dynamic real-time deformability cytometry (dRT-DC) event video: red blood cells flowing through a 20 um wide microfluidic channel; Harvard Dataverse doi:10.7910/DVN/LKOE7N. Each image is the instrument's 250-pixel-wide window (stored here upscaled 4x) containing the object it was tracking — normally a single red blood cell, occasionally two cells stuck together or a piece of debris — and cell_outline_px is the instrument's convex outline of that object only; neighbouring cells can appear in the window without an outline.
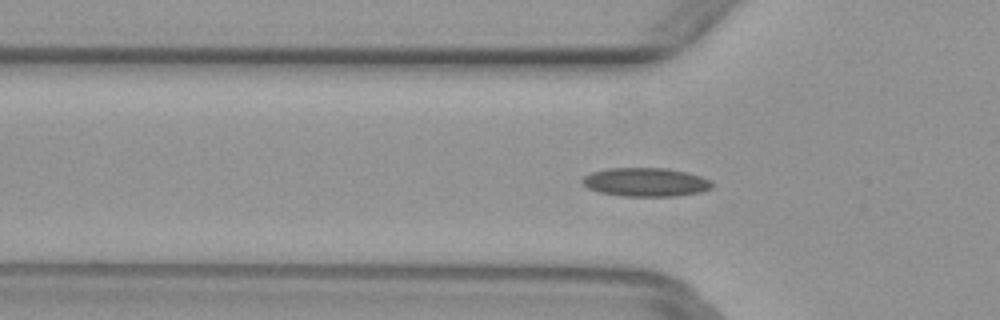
{"species": "common noctule bat (a hibernating species)", "species_latin": "Nyctalus noctula", "temperature_condition": "warm", "stored_images_in_passage": 41, "camera_frame_rate_fps": 3000, "um_per_image_px": 0.085, "animal": {"sex": "female", "body_mass_g": 29.2, "forearm_length_mm": 56.3}, "frame": {"image": 1, "passage_image": 16, "time_ms": 5.0, "image_size_px": [1000, 320], "cell_outline_px": [[716, 184], [712, 188], [700, 192], [676, 196], [624, 196], [600, 192], [588, 188], [580, 180], [584, 176], [592, 172], [608, 168], [668, 168], [688, 172], [712, 180]], "centroid_in_image_um": [54.93, 15.47], "position_along_channel_um": 70.9, "area_um2": 21.85}}
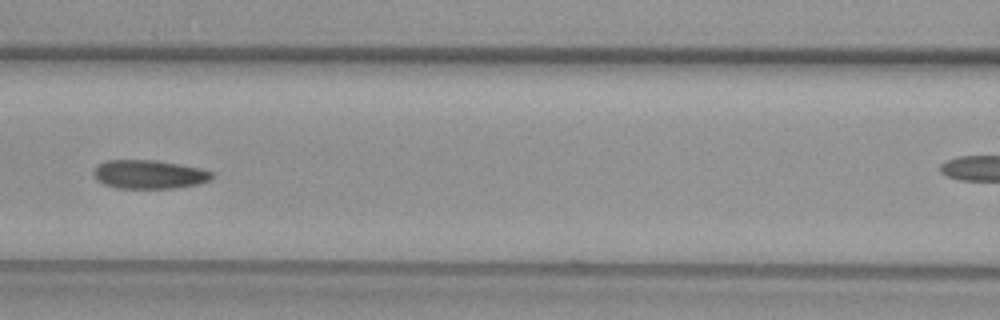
{"frame": {"image": 2, "passage_image": 22, "time_ms": 7.0, "image_size_px": [1000, 320], "cell_outline_px": [[216, 176], [212, 180], [200, 184], [172, 188], [116, 188], [104, 184], [96, 180], [92, 176], [92, 172], [100, 164], [108, 160], [156, 160], [180, 164], [200, 168], [212, 172]], "centroid_in_image_um": [12.71, 14.83], "position_along_channel_um": 153.9, "area_um2": 20.0}}
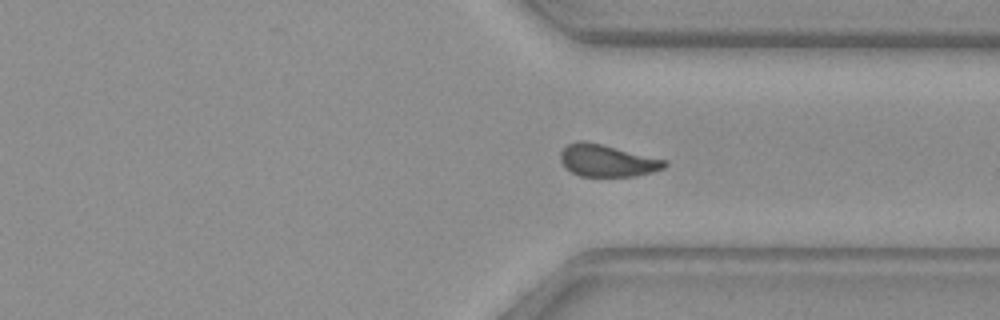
{"frame": {"image": 3, "passage_image": 37, "time_ms": 12.0, "image_size_px": [1000, 320], "cell_outline_px": [[668, 164], [664, 168], [652, 172], [636, 176], [580, 176], [564, 168], [560, 160], [560, 152], [568, 144], [576, 140], [584, 140], [668, 160]], "centroid_in_image_um": [51.6, 13.65], "position_along_channel_um": 359.8, "area_um2": 19.59}}